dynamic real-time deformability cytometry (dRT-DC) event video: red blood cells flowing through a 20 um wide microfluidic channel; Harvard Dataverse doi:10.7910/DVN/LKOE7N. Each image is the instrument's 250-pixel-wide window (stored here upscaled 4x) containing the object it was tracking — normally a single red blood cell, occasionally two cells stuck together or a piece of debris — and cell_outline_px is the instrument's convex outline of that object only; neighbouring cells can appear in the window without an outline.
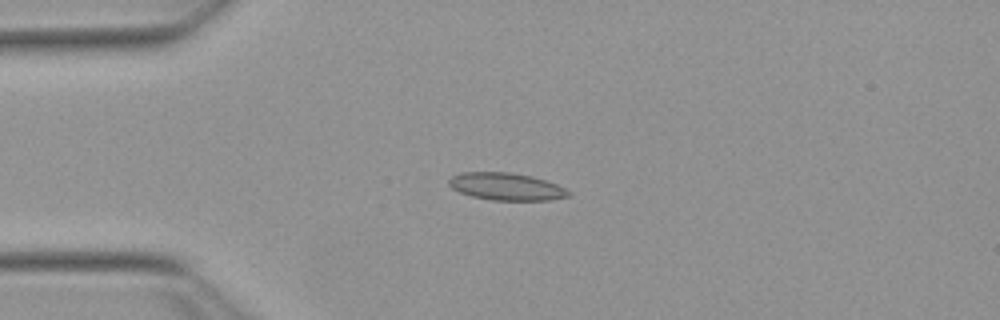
{"species": "Egyptian fruit bat (a non-hibernating species)", "species_latin": "Rousettus aegyptiacus", "temperature_condition": "warm", "stored_images_in_passage": 53, "camera_frame_rate_fps": 3000, "um_per_image_px": 0.085, "animal": {"sex": "female"}, "frame": {"image": 1, "passage_image": 13, "time_ms": 4.0, "image_size_px": [1000, 320], "cell_outline_px": [[572, 192], [568, 196], [552, 200], [492, 200], [472, 196], [460, 192], [452, 188], [448, 184], [448, 180], [452, 176], [460, 172], [508, 172], [532, 176], [556, 184]], "centroid_in_image_um": [43.02, 15.85], "position_along_channel_um": 42.0, "area_um2": 19.02}}
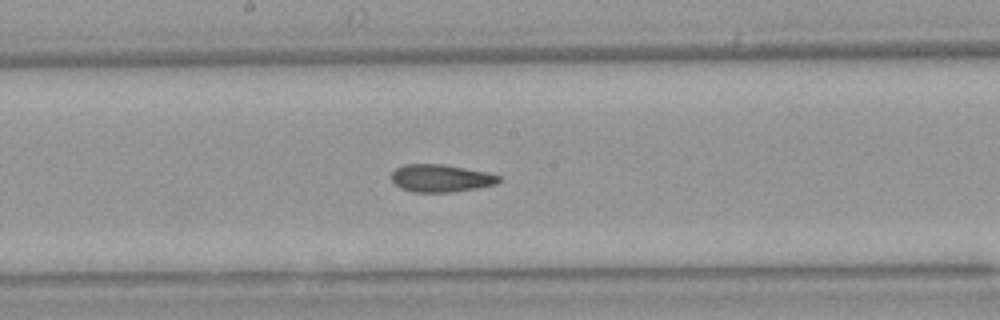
{"frame": {"image": 2, "passage_image": 28, "time_ms": 9.0, "image_size_px": [1000, 320], "cell_outline_px": [[504, 180], [496, 184], [480, 188], [452, 192], [412, 192], [400, 188], [392, 180], [392, 172], [396, 168], [404, 164], [440, 164], [488, 172], [504, 176]], "centroid_in_image_um": [37.55, 15.15], "position_along_channel_um": 210.7, "area_um2": 17.51}}
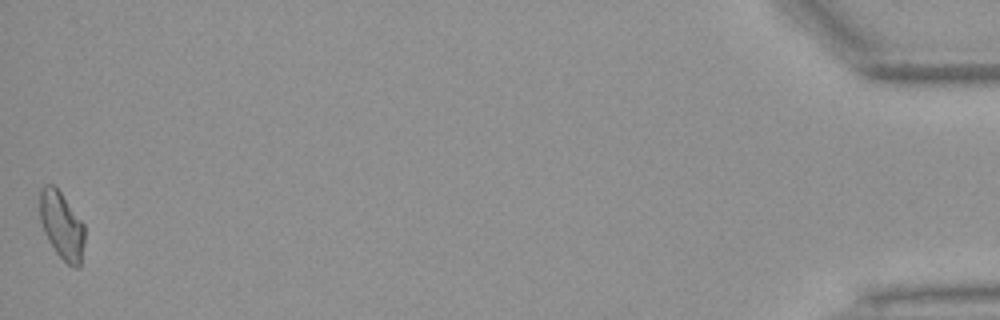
{"frame": {"image": 3, "passage_image": 53, "time_ms": 17.333, "image_size_px": [1000, 320], "cell_outline_px": [[84, 244], [80, 268], [76, 268], [68, 264], [56, 252], [48, 240], [44, 232], [40, 220], [40, 188], [44, 184], [52, 184], [60, 192], [84, 224]], "centroid_in_image_um": [5.25, 19.17], "position_along_channel_um": 430.0, "area_um2": 17.51}, "authors_computed_cell_mechanics": {"area_um2": 17.6868, "velocity_mm_per_s": 3.825, "shape_relaxation_time_tau1_ms": null, "shape_relaxation_time_tau2_ms": 2.5609, "deformation_change_tau1": null, "deformation_change_tau2": 0.0898}}